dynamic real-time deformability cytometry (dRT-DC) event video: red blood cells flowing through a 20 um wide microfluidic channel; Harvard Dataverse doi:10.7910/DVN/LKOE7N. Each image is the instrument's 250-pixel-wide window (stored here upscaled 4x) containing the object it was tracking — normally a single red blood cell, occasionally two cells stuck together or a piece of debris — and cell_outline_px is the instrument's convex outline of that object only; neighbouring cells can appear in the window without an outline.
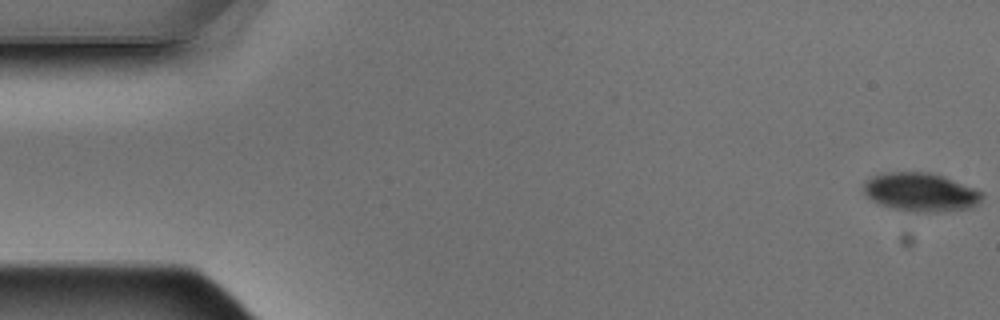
{"species": "Egyptian fruit bat (a non-hibernating species)", "species_latin": "Rousettus aegyptiacus", "temperature_condition": "warm", "stored_images_in_passage": 5, "camera_frame_rate_fps": 3000, "um_per_image_px": 0.085, "animal": {"sex": "male"}, "frame": {"image": 1, "passage_image": 1, "time_ms": 0.0, "image_size_px": [1000, 320], "cell_outline_px": [[984, 196], [972, 208], [896, 208], [880, 204], [872, 200], [864, 192], [864, 180], [872, 176], [884, 172], [932, 172], [944, 176], [976, 188], [984, 192]], "centroid_in_image_um": [78.24, 16.23], "position_along_channel_um": 6.8, "area_um2": 25.37}}
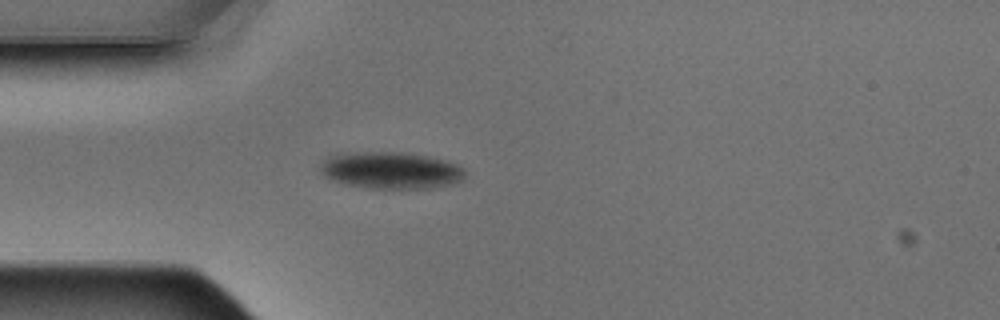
{"frame": {"image": 2, "passage_image": 5, "time_ms": 1.333, "image_size_px": [1000, 320], "cell_outline_px": [[464, 180], [452, 184], [432, 188], [368, 188], [344, 184], [324, 176], [320, 172], [320, 164], [328, 156], [340, 152], [400, 152], [428, 156], [444, 160], [456, 164], [464, 168]], "centroid_in_image_um": [33.2, 14.47], "position_along_channel_um": 51.8, "area_um2": 31.33}}